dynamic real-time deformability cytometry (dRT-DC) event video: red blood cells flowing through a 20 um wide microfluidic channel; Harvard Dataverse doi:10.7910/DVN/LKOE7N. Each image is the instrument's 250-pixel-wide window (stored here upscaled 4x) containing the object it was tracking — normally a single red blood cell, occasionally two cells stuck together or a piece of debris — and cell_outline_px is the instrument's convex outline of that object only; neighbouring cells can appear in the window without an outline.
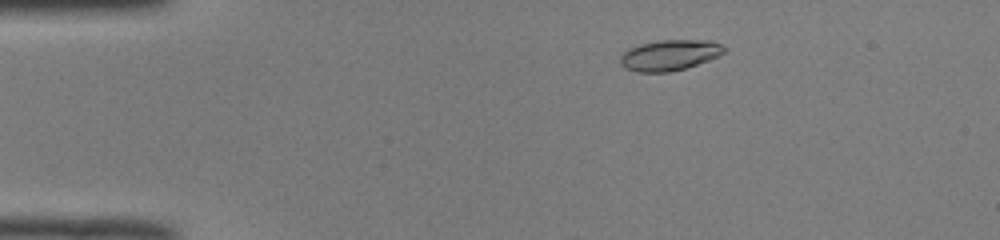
{"species": "common noctule bat (a hibernating species)", "species_latin": "Nyctalus noctula", "temperature_condition": "room temperature", "stored_images_in_passage": 49, "camera_frame_rate_fps": 3000, "um_per_image_px": 0.085, "animal": {"sex": "male", "body_mass_g": 19.0, "forearm_length_mm": 50.8}, "frame": {"image": 1, "passage_image": 7, "time_ms": 2.0, "image_size_px": [1000, 240], "cell_outline_px": [[728, 48], [720, 56], [684, 68], [668, 72], [636, 72], [624, 68], [620, 64], [620, 56], [628, 48], [640, 44], [660, 40], [712, 40]], "centroid_in_image_um": [56.91, 4.68], "position_along_channel_um": 28.1, "area_um2": 18.67}}
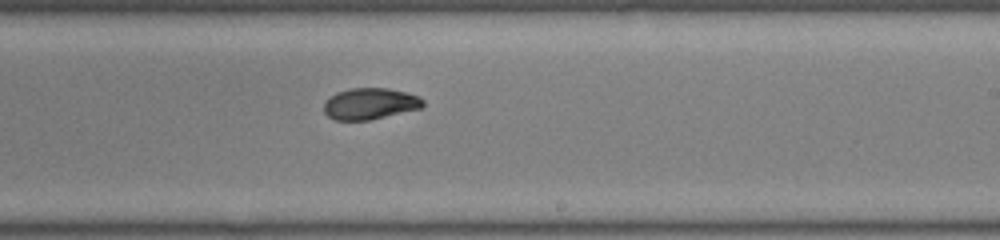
{"frame": {"image": 2, "passage_image": 29, "time_ms": 9.333, "image_size_px": [1000, 240], "cell_outline_px": [[424, 104], [420, 108], [368, 120], [332, 120], [324, 112], [324, 100], [328, 96], [336, 92], [352, 88], [388, 88], [408, 92], [420, 96], [424, 100]], "centroid_in_image_um": [31.42, 8.8], "position_along_channel_um": 257.6, "area_um2": 18.26}}
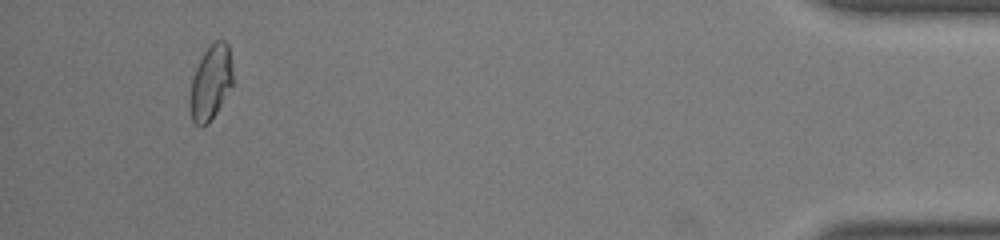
{"frame": {"image": 3, "passage_image": 46, "time_ms": 15.0, "image_size_px": [1000, 240], "cell_outline_px": [[232, 84], [216, 112], [208, 124], [200, 128], [192, 120], [192, 76], [204, 52], [216, 40], [224, 40], [228, 44], [232, 64]], "centroid_in_image_um": [17.94, 6.99], "position_along_channel_um": 417.3, "area_um2": 17.98}, "authors_computed_cell_mechanics": {"area_um2": 18.5538, "velocity_mm_per_s": 4.0009, "shape_relaxation_time_tau1_ms": 8.4811, "shape_relaxation_time_tau2_ms": 2.8527, "deformation_change_tau1": 0.2065, "deformation_change_tau2": 0.0572}}